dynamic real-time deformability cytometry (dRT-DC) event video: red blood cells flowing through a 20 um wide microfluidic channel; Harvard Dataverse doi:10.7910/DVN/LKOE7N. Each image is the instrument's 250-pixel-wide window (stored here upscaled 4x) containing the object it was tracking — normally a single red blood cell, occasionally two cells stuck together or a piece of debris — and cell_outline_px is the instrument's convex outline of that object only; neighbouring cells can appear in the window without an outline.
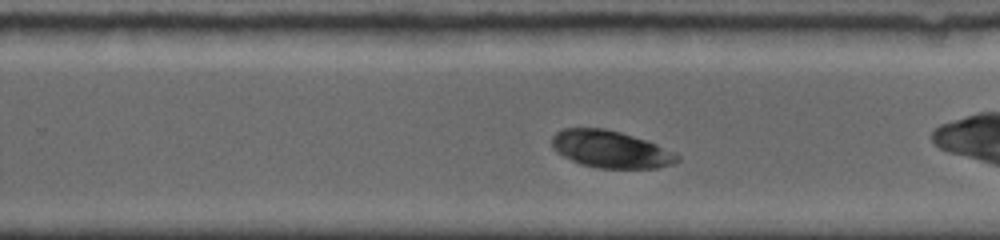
{"species": "common noctule bat (a hibernating species)", "species_latin": "Nyctalus noctula", "temperature_condition": "room temperature", "stored_images_in_passage": 22, "camera_frame_rate_fps": 5000, "um_per_image_px": 0.085, "animal": {"sex": "female", "body_mass_g": 19.0, "forearm_length_mm": 56.7}, "frame": {"image": 1, "passage_image": 13, "time_ms": 5.2, "image_size_px": [1000, 240], "cell_outline_px": [[680, 160], [672, 164], [656, 168], [596, 168], [580, 164], [556, 152], [552, 148], [552, 136], [556, 132], [564, 128], [604, 128], [620, 132], [656, 144], [676, 152], [680, 156]], "centroid_in_image_um": [51.9, 12.69], "position_along_channel_um": 277.9, "area_um2": 27.17}}
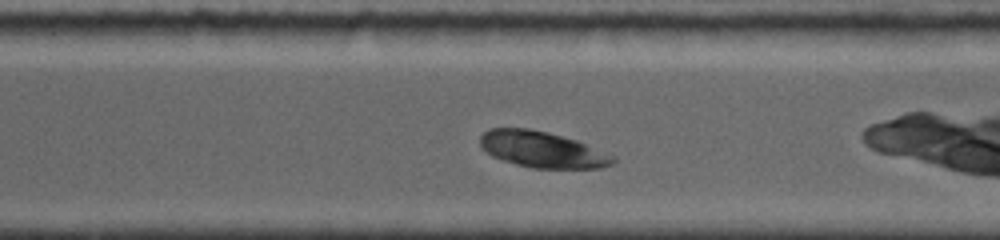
{"frame": {"image": 2, "passage_image": 16, "time_ms": 6.4, "image_size_px": [1000, 240], "cell_outline_px": [[616, 160], [612, 164], [600, 168], [532, 168], [516, 164], [492, 156], [480, 144], [480, 136], [488, 128], [528, 128], [548, 132], [576, 140], [616, 156]], "centroid_in_image_um": [46.1, 12.7], "position_along_channel_um": 324.5, "area_um2": 27.86}}